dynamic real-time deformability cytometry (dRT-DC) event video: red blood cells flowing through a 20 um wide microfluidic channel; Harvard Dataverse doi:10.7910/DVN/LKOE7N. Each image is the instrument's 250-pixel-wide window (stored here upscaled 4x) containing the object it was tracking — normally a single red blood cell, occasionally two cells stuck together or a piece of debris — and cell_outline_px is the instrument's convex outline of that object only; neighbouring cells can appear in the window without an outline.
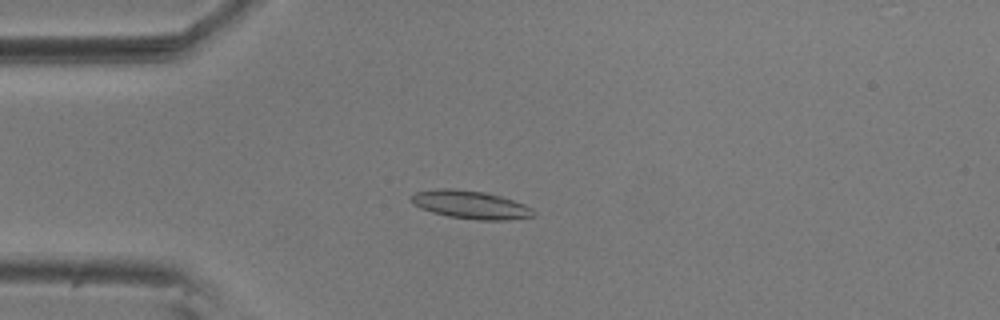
{"species": "common noctule bat (a hibernating species)", "species_latin": "Nyctalus noctula", "temperature_condition": "room temperature", "stored_images_in_passage": 57, "camera_frame_rate_fps": 3000, "um_per_image_px": 0.085, "animal": {"sex": "male", "body_mass_g": 20.5, "forearm_length_mm": 52.5}, "frame": {"image": 1, "passage_image": 14, "time_ms": 4.333, "image_size_px": [1000, 320], "cell_outline_px": [[536, 216], [508, 220], [476, 220], [448, 216], [432, 212], [420, 208], [412, 204], [412, 196], [416, 192], [436, 188], [456, 188], [484, 192], [500, 196], [524, 204], [532, 208], [536, 212]], "centroid_in_image_um": [40.01, 17.4], "position_along_channel_um": 45.0, "area_um2": 20.17}}
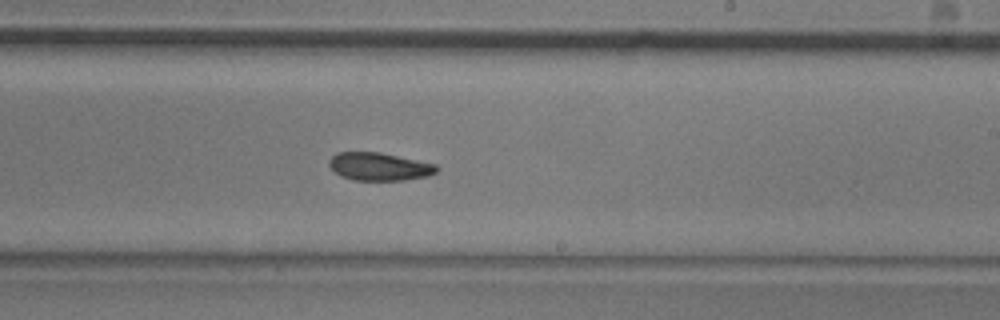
{"frame": {"image": 2, "passage_image": 33, "time_ms": 10.667, "image_size_px": [1000, 320], "cell_outline_px": [[440, 168], [436, 172], [428, 176], [404, 180], [352, 180], [340, 176], [328, 164], [328, 160], [336, 152], [380, 152], [436, 164]], "centroid_in_image_um": [32.23, 14.16], "position_along_channel_um": 256.8, "area_um2": 17.57}}
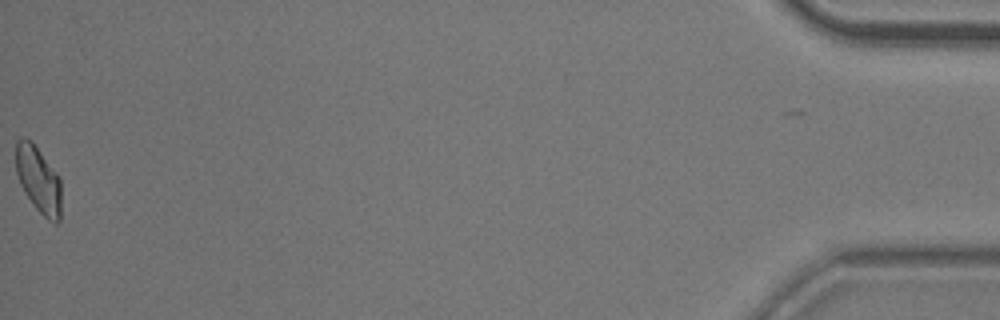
{"frame": {"image": 3, "passage_image": 56, "time_ms": 18.333, "image_size_px": [1000, 320], "cell_outline_px": [[60, 220], [56, 224], [48, 220], [36, 208], [24, 192], [20, 184], [16, 172], [16, 140], [20, 136], [24, 136], [32, 140], [60, 176]], "centroid_in_image_um": [3.26, 15.22], "position_along_channel_um": 431.9, "area_um2": 17.86}, "authors_computed_cell_mechanics": {"area_um2": 18.1492, "velocity_mm_per_s": 3.6018, "shape_relaxation_time_tau1_ms": 6.595, "shape_relaxation_time_tau2_ms": 6.5624, "deformation_change_tau1": 0.1666, "deformation_change_tau2": 0.0931}}